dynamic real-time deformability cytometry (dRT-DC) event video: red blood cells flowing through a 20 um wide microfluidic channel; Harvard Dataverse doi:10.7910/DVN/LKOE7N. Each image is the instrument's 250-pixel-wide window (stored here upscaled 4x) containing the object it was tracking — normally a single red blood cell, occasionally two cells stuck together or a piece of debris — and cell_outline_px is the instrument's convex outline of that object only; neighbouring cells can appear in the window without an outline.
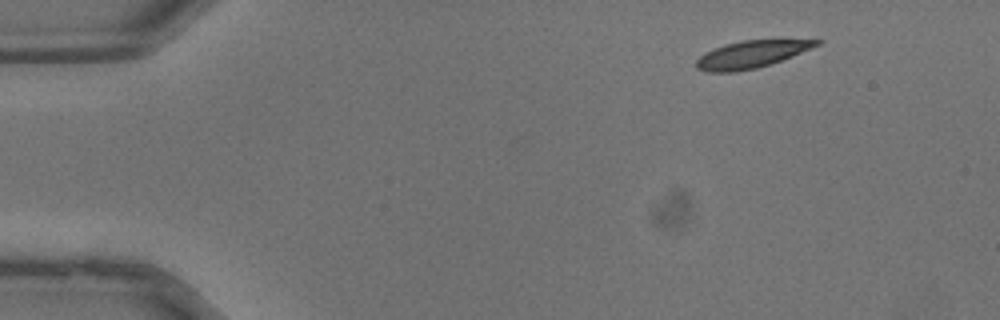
{"species": "common noctule bat (a hibernating species)", "species_latin": "Nyctalus noctula", "temperature_condition": "warm", "stored_images_in_passage": 34, "camera_frame_rate_fps": 3000, "um_per_image_px": 0.085, "animal": {"sex": "male", "body_mass_g": 13.3}, "frame": {"image": 1, "passage_image": 1, "time_ms": 0.0, "image_size_px": [1000, 320], "cell_outline_px": [[820, 44], [792, 56], [756, 68], [732, 72], [708, 72], [696, 68], [696, 60], [704, 52], [712, 48], [724, 44], [740, 40], [820, 40]], "centroid_in_image_um": [63.77, 4.62], "position_along_channel_um": 21.2, "area_um2": 18.84}}
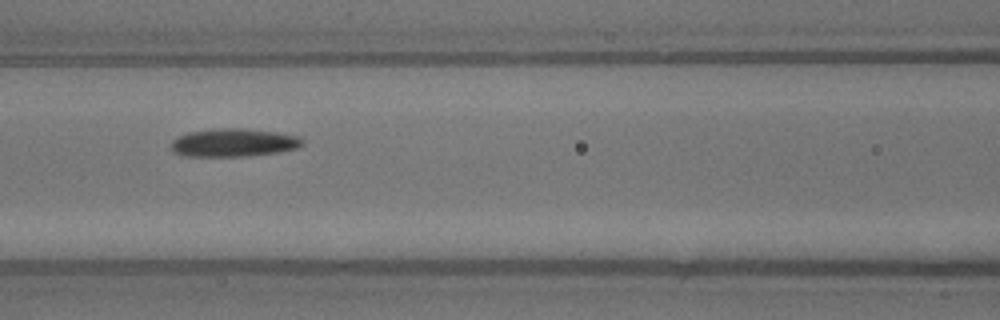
{"frame": {"image": 2, "passage_image": 13, "time_ms": 4.0, "image_size_px": [1000, 320], "cell_outline_px": [[304, 144], [296, 148], [276, 152], [248, 156], [184, 156], [172, 152], [172, 140], [188, 132], [212, 128], [244, 128], [276, 132], [300, 136], [304, 140]], "centroid_in_image_um": [19.86, 12.11], "position_along_channel_um": 146.7, "area_um2": 21.62}}
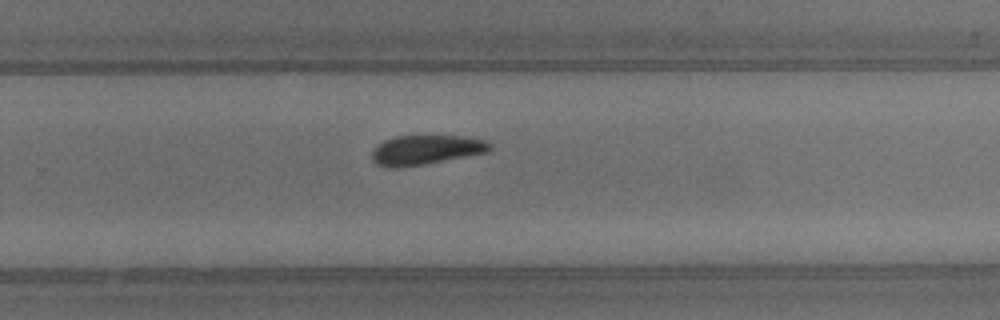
{"frame": {"image": 3, "passage_image": 21, "time_ms": 6.667, "image_size_px": [1000, 320], "cell_outline_px": [[492, 148], [488, 152], [424, 164], [400, 168], [388, 168], [376, 164], [372, 160], [372, 152], [384, 140], [396, 136], [460, 136], [488, 140], [492, 144]], "centroid_in_image_um": [36.22, 12.74], "position_along_channel_um": 293.6, "area_um2": 20.29}}